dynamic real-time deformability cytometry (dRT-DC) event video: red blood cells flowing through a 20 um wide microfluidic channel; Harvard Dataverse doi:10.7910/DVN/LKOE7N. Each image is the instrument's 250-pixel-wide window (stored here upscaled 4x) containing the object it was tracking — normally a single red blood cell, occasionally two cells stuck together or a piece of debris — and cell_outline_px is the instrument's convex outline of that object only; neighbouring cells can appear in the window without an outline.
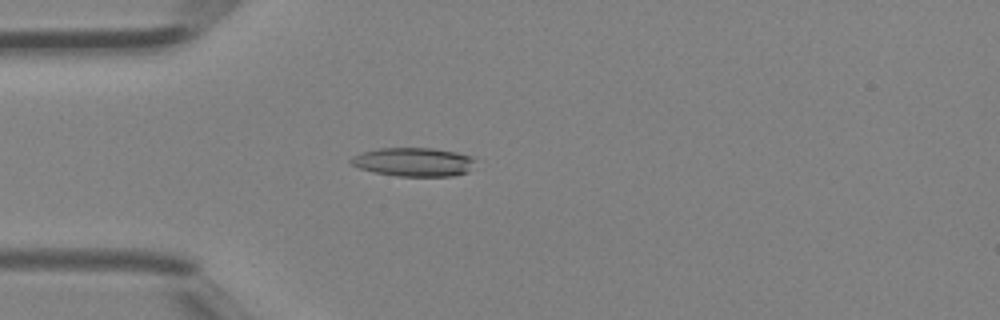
{"species": "Egyptian fruit bat (a non-hibernating species)", "species_latin": "Rousettus aegyptiacus", "temperature_condition": "room temperature", "stored_images_in_passage": 35, "camera_frame_rate_fps": 3000, "um_per_image_px": 0.085, "animal": {"sex": "female"}, "frame": {"image": 1, "passage_image": 10, "time_ms": 3.0, "image_size_px": [1000, 320], "cell_outline_px": [[476, 160], [468, 172], [452, 176], [396, 176], [372, 172], [360, 168], [352, 164], [348, 160], [352, 156], [376, 148], [432, 148], [456, 152], [472, 156]], "centroid_in_image_um": [35.15, 13.77], "position_along_channel_um": 49.8, "area_um2": 20.92}}
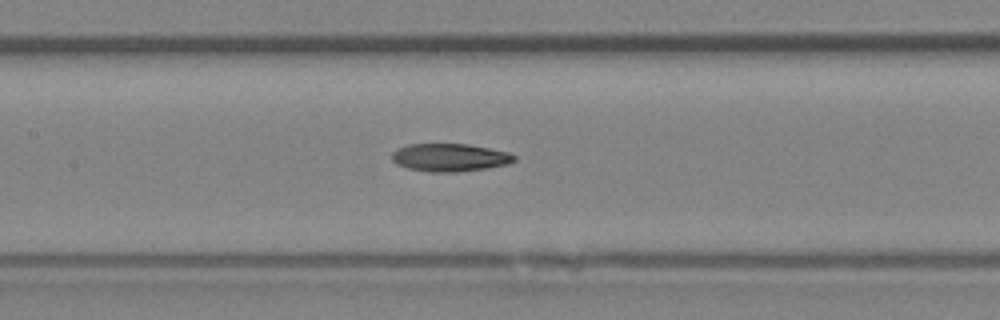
{"frame": {"image": 2, "passage_image": 18, "time_ms": 5.667, "image_size_px": [1000, 320], "cell_outline_px": [[516, 160], [508, 164], [488, 168], [456, 172], [428, 172], [408, 168], [396, 164], [392, 160], [392, 152], [396, 148], [408, 144], [468, 144], [508, 152], [516, 156]], "centroid_in_image_um": [38.21, 13.39], "position_along_channel_um": 169.2, "area_um2": 20.0}}
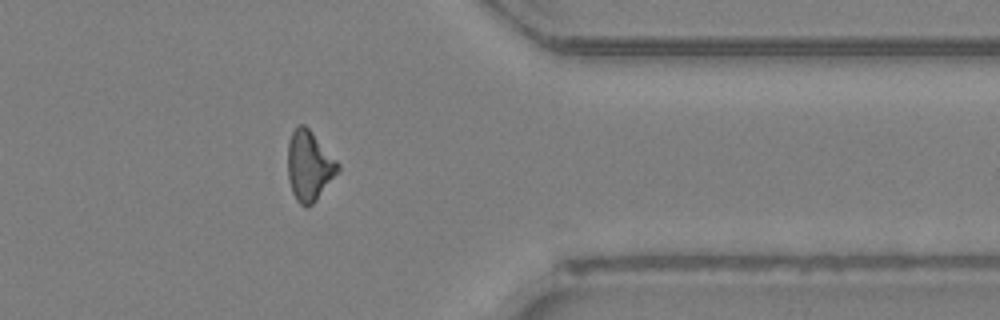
{"frame": {"image": 3, "passage_image": 32, "time_ms": 10.333, "image_size_px": [1000, 320], "cell_outline_px": [[340, 168], [316, 200], [312, 204], [300, 204], [296, 200], [292, 192], [288, 180], [288, 140], [292, 132], [300, 124], [304, 124], [312, 132], [340, 164]], "centroid_in_image_um": [26.26, 14.07], "position_along_channel_um": 385.1, "area_um2": 20.06}}